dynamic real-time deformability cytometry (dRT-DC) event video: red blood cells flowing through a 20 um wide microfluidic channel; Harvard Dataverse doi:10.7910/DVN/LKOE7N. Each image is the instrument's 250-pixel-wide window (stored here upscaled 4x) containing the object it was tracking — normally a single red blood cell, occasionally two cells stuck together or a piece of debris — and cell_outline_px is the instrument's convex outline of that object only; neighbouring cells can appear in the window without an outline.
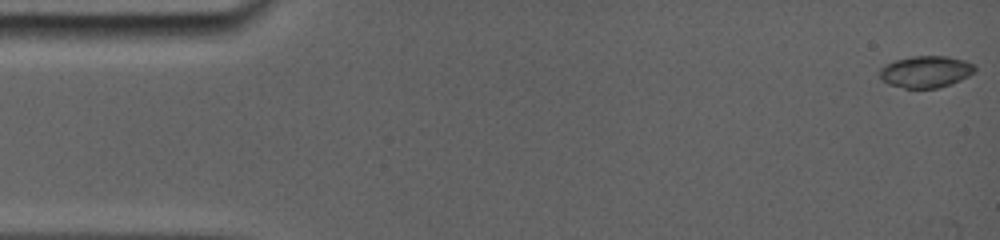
{"species": "common noctule bat (a hibernating species)", "species_latin": "Nyctalus noctula", "temperature_condition": "room temperature", "stored_images_in_passage": 88, "camera_frame_rate_fps": 5000, "um_per_image_px": 0.085, "animal": {"sex": "female", "body_mass_g": 19.0, "forearm_length_mm": 56.7}, "frame": {"image": 1, "passage_image": 1, "time_ms": 0.0, "image_size_px": [1000, 240], "cell_outline_px": [[976, 68], [968, 76], [952, 84], [940, 88], [904, 88], [888, 84], [880, 80], [880, 68], [896, 60], [912, 56], [948, 56], [964, 60], [976, 64]], "centroid_in_image_um": [78.7, 6.1], "position_along_channel_um": 6.3, "area_um2": 17.69}}